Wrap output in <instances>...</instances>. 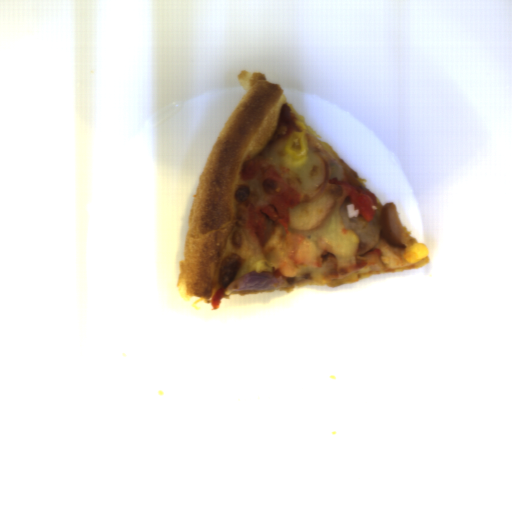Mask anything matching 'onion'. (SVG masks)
Returning <instances> with one entry per match:
<instances>
[{
  "label": "onion",
  "mask_w": 512,
  "mask_h": 512,
  "mask_svg": "<svg viewBox=\"0 0 512 512\" xmlns=\"http://www.w3.org/2000/svg\"><path fill=\"white\" fill-rule=\"evenodd\" d=\"M287 284L285 280L276 278L267 270H252L232 281L226 288L227 291L273 290L283 288Z\"/></svg>",
  "instance_id": "06740285"
}]
</instances>
